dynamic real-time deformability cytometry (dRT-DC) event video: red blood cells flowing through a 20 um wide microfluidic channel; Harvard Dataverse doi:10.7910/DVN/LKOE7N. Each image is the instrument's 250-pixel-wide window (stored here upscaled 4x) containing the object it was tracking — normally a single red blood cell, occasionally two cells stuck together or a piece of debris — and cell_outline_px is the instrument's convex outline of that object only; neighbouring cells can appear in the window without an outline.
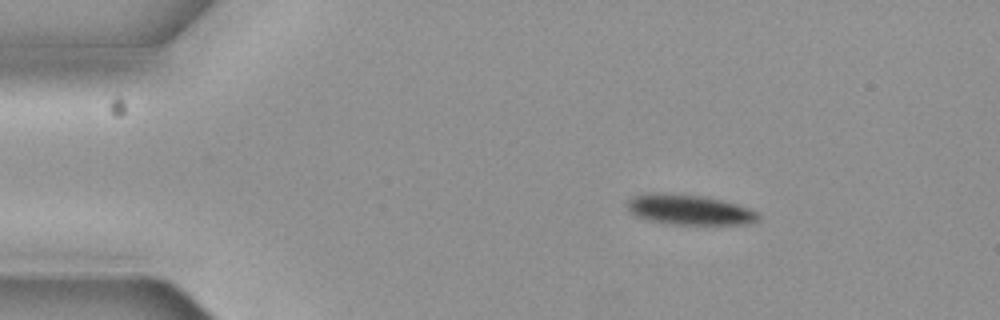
{"species": "common noctule bat (a hibernating species)", "species_latin": "Nyctalus noctula", "temperature_condition": "cold", "stored_images_in_passage": 4, "camera_frame_rate_fps": 3000, "um_per_image_px": 0.085, "animal": {"sex": "female", "body_mass_g": 19.3, "forearm_length_mm": 54.1}, "frame": {"image": 1, "passage_image": 1, "time_ms": 0.0, "image_size_px": [1000, 320], "cell_outline_px": [[760, 220], [740, 224], [672, 224], [648, 220], [636, 216], [628, 212], [628, 200], [632, 196], [704, 196], [736, 204], [748, 208], [756, 212], [760, 216]], "centroid_in_image_um": [58.65, 17.88], "position_along_channel_um": 26.4, "area_um2": 21.79}}
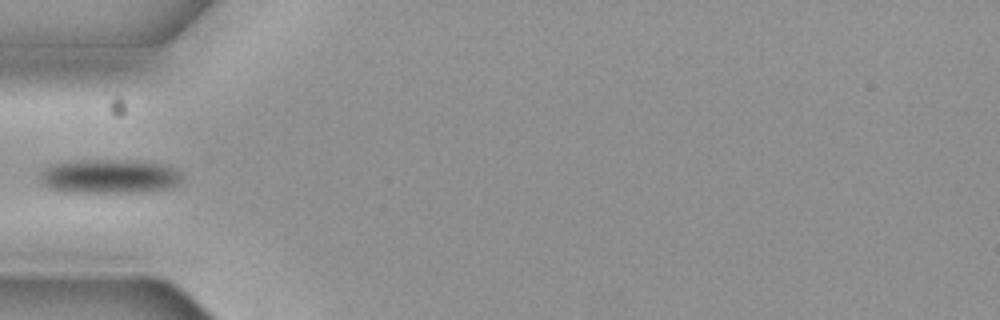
{"frame": {"image": 2, "passage_image": 4, "time_ms": 1.0, "image_size_px": [1000, 320], "cell_outline_px": [[184, 176], [176, 184], [168, 188], [140, 192], [64, 192], [48, 188], [40, 180], [40, 172], [44, 168], [52, 164], [76, 160], [128, 160], [168, 164], [180, 172]], "centroid_in_image_um": [9.29, 14.98], "position_along_channel_um": 75.7, "area_um2": 28.5}}